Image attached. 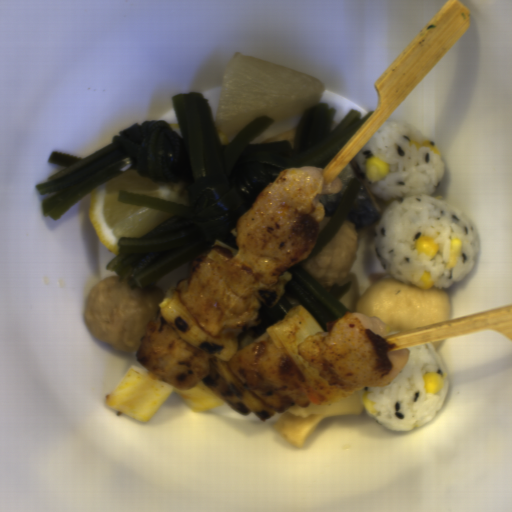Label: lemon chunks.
<instances>
[{"label": "lemon chunks", "instance_id": "ac8584b7", "mask_svg": "<svg viewBox=\"0 0 512 512\" xmlns=\"http://www.w3.org/2000/svg\"><path fill=\"white\" fill-rule=\"evenodd\" d=\"M217 134H218V138H219V141H220L222 147L227 145V144H229V143H231L232 140H233L231 134L230 135H225V134L219 132L218 129H217Z\"/></svg>", "mask_w": 512, "mask_h": 512}, {"label": "lemon chunks", "instance_id": "65f29858", "mask_svg": "<svg viewBox=\"0 0 512 512\" xmlns=\"http://www.w3.org/2000/svg\"><path fill=\"white\" fill-rule=\"evenodd\" d=\"M168 124L177 133V135L181 138L182 132H181L178 122H169Z\"/></svg>", "mask_w": 512, "mask_h": 512}, {"label": "lemon chunks", "instance_id": "e0be4373", "mask_svg": "<svg viewBox=\"0 0 512 512\" xmlns=\"http://www.w3.org/2000/svg\"><path fill=\"white\" fill-rule=\"evenodd\" d=\"M130 190L180 206L191 204L190 193L174 178L155 182L135 169L125 170L94 189L89 199V222L106 249L117 255L120 238L141 237L168 218L160 210L119 203L120 191Z\"/></svg>", "mask_w": 512, "mask_h": 512}]
</instances>
